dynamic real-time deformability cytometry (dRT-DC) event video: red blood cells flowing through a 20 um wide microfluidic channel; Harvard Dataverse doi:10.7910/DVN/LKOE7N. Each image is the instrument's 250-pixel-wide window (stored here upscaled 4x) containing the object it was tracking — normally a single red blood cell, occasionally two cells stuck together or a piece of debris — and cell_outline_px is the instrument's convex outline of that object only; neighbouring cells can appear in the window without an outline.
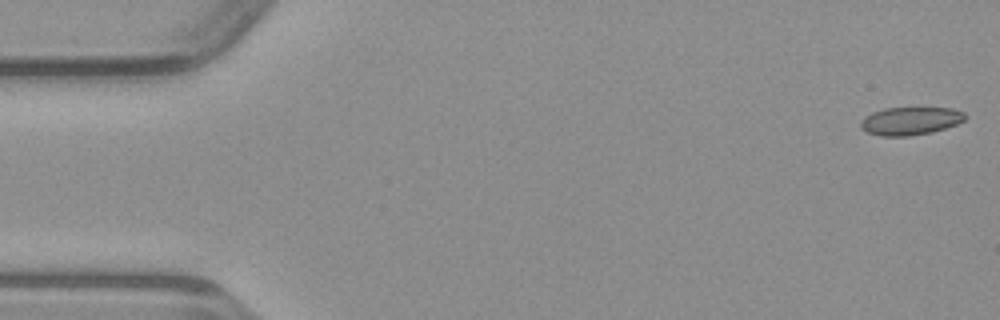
{"species": "common noctule bat (a hibernating species)", "species_latin": "Nyctalus noctula", "temperature_condition": "warm", "stored_images_in_passage": 49, "camera_frame_rate_fps": 3000, "um_per_image_px": 0.085, "animal": {"sex": "male", "body_mass_g": 23.1, "forearm_length_mm": 52.7}, "frame": {"image": 1, "passage_image": 1, "time_ms": 0.0, "image_size_px": [1000, 320], "cell_outline_px": [[968, 116], [964, 120], [956, 124], [932, 132], [908, 136], [880, 136], [868, 132], [860, 128], [860, 120], [864, 116], [872, 112], [884, 108], [952, 108], [964, 112]], "centroid_in_image_um": [77.36, 10.27], "position_along_channel_um": 7.6, "area_um2": 17.11}}
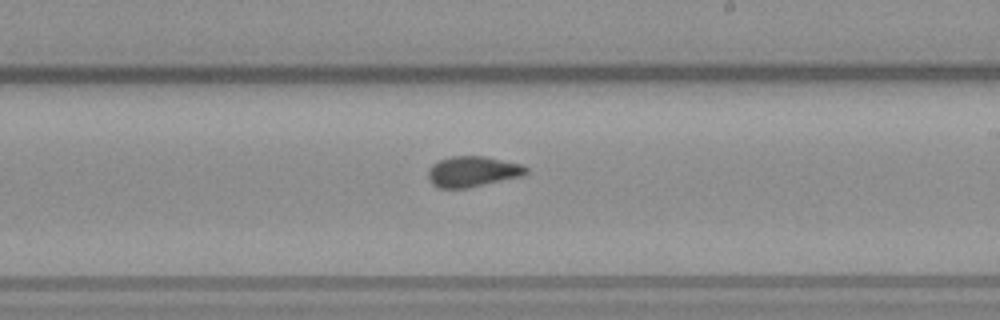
{"frame": {"image": 2, "passage_image": 28, "time_ms": 9.0, "image_size_px": [1000, 320], "cell_outline_px": [[528, 172], [524, 176], [464, 188], [440, 188], [432, 184], [428, 180], [428, 168], [432, 164], [440, 160], [452, 156], [484, 156], [520, 164], [528, 168]], "centroid_in_image_um": [40.16, 14.58], "position_along_channel_um": 248.8, "area_um2": 17.4}}
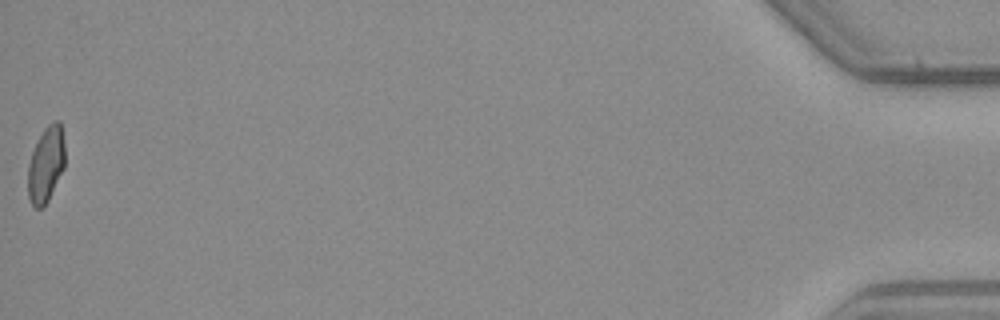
{"frame": {"image": 3, "passage_image": 49, "time_ms": 16.0, "image_size_px": [1000, 320], "cell_outline_px": [[64, 168], [48, 200], [40, 208], [36, 208], [32, 204], [28, 196], [28, 164], [32, 152], [44, 128], [52, 120], [60, 120], [64, 140]], "centroid_in_image_um": [3.91, 13.94], "position_along_channel_um": 431.3, "area_um2": 16.24}}